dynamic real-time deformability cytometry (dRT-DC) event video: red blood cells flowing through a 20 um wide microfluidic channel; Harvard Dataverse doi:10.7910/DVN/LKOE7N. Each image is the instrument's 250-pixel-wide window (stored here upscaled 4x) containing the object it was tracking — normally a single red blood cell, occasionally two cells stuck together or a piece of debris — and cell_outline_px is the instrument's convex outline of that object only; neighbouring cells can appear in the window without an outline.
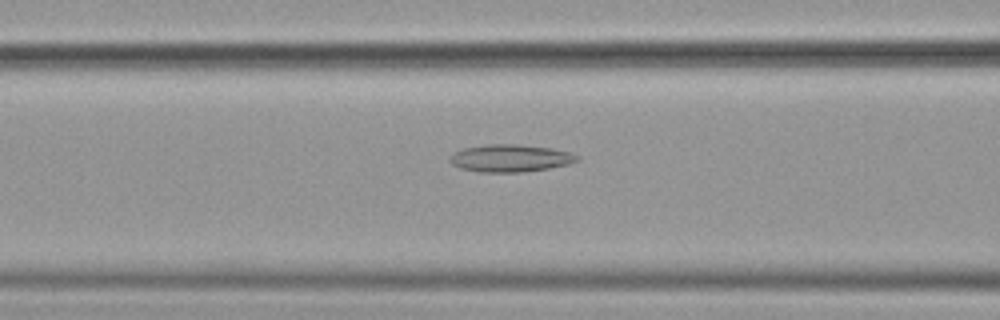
{"species": "common noctule bat (a hibernating species)", "species_latin": "Nyctalus noctula", "temperature_condition": "cold", "stored_images_in_passage": 33, "camera_frame_rate_fps": 3000, "um_per_image_px": 0.085, "animal": {"sex": "female", "body_mass_g": 19.9}, "frame": {"image": 1, "passage_image": 10, "time_ms": 3.0, "image_size_px": [1000, 320], "cell_outline_px": [[580, 160], [568, 164], [548, 168], [524, 172], [480, 172], [460, 168], [452, 164], [448, 160], [452, 152], [464, 148], [488, 144], [520, 144], [552, 148], [572, 152], [580, 156]], "centroid_in_image_um": [43.39, 13.44], "position_along_channel_um": 123.2, "area_um2": 20.58}}
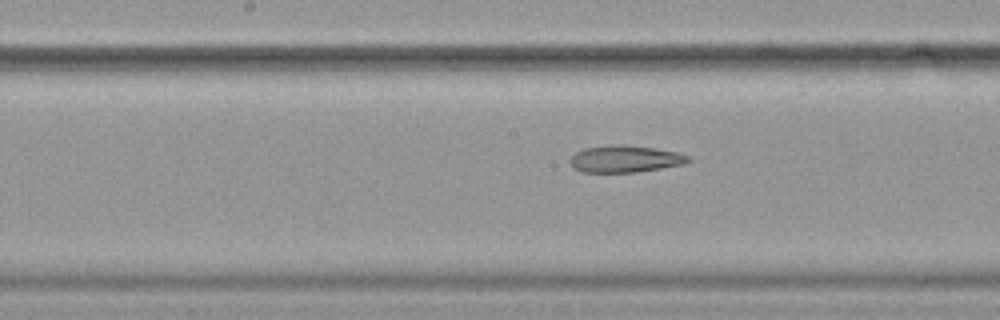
{"frame": {"image": 2, "passage_image": 16, "time_ms": 5.0, "image_size_px": [1000, 320], "cell_outline_px": [[692, 160], [684, 164], [636, 172], [584, 172], [572, 168], [568, 160], [576, 152], [584, 148], [616, 144], [624, 144], [652, 148], [676, 152], [688, 156]], "centroid_in_image_um": [53.09, 13.51], "position_along_channel_um": 195.1, "area_um2": 18.5}}
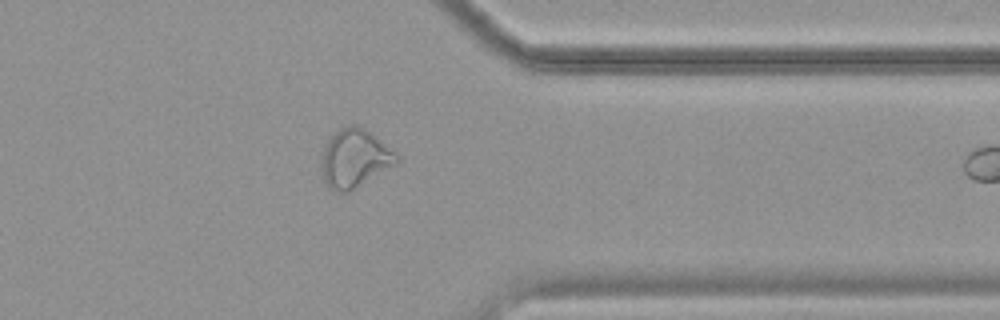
{"frame": {"image": 3, "passage_image": 32, "time_ms": 10.333, "image_size_px": [1000, 320], "cell_outline_px": [[400, 164], [348, 192], [340, 192], [328, 188], [324, 184], [320, 168], [320, 160], [324, 148], [328, 140], [340, 128], [348, 124], [356, 124], [364, 128], [396, 152], [400, 156]], "centroid_in_image_um": [30.16, 13.48], "position_along_channel_um": 381.2, "area_um2": 26.13}}